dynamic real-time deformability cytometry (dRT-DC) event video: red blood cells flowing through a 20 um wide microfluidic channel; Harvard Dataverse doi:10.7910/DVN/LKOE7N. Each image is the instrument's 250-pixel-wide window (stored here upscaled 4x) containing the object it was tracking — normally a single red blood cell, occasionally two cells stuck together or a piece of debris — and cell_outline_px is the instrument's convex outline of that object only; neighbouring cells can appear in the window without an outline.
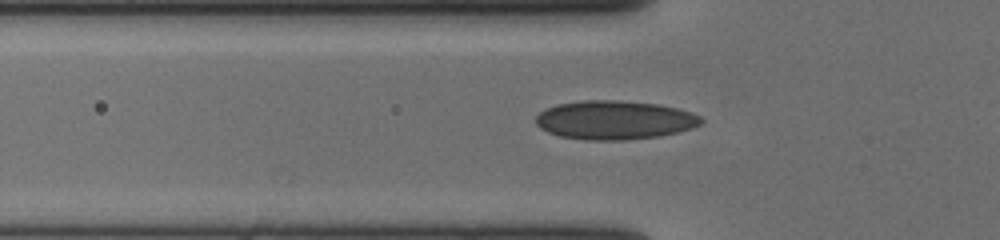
{"species": "human", "species_latin": "Homo sapiens", "temperature_condition": "cold", "stored_images_in_passage": 44, "camera_frame_rate_fps": 3000, "um_per_image_px": 0.085, "donor": {"sex": "female"}, "frame": {"image": 1, "passage_image": 13, "time_ms": 4.0, "image_size_px": [1000, 240], "cell_outline_px": [[704, 120], [700, 124], [692, 128], [660, 136], [624, 140], [588, 140], [560, 136], [548, 132], [540, 128], [536, 124], [536, 116], [544, 108], [556, 104], [584, 100], [620, 100], [656, 104], [676, 108], [700, 116]], "centroid_in_image_um": [52.2, 10.2], "position_along_channel_um": 73.6, "area_um2": 37.34}}
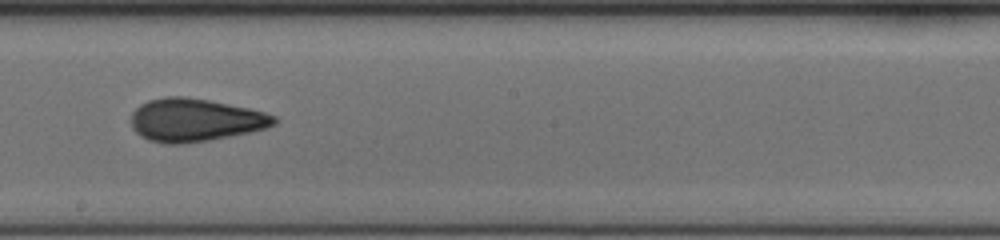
{"frame": {"image": 2, "passage_image": 26, "time_ms": 8.333, "image_size_px": [1000, 240], "cell_outline_px": [[276, 124], [264, 128], [248, 132], [208, 140], [180, 144], [164, 144], [148, 140], [140, 136], [132, 128], [132, 112], [140, 104], [148, 100], [164, 96], [184, 96], [208, 100], [248, 108], [264, 112], [276, 116]], "centroid_in_image_um": [16.53, 10.2], "position_along_channel_um": 231.7, "area_um2": 35.66}}
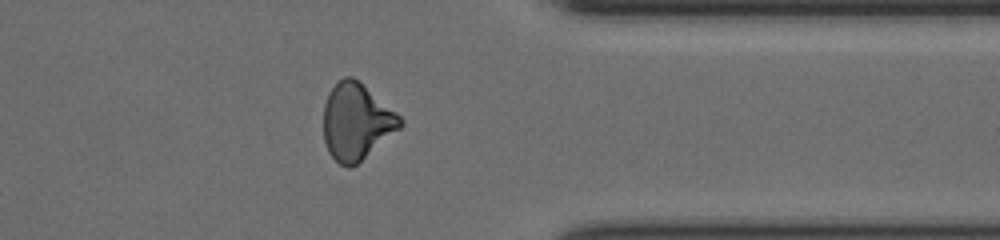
{"frame": {"image": 3, "passage_image": 39, "time_ms": 12.667, "image_size_px": [1000, 240], "cell_outline_px": [[404, 124], [400, 128], [352, 168], [348, 168], [340, 164], [328, 152], [324, 140], [324, 104], [328, 92], [344, 76], [352, 76], [360, 80], [396, 112], [404, 120]], "centroid_in_image_um": [30.3, 10.32], "position_along_channel_um": 381.1, "area_um2": 34.22}}